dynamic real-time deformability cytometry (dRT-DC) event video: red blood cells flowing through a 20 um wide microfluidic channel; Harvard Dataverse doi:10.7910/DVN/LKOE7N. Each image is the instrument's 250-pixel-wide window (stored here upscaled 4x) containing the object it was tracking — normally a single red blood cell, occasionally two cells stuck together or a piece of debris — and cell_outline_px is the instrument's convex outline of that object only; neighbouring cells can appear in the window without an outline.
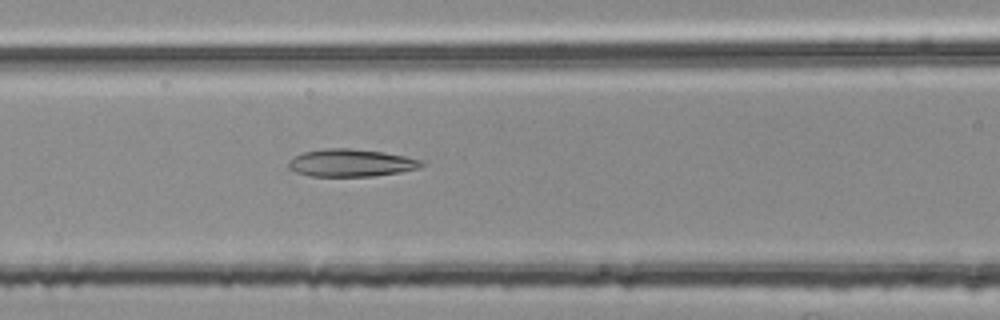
{"species": "common noctule bat (a hibernating species)", "species_latin": "Nyctalus noctula", "temperature_condition": "room temperature", "stored_images_in_passage": 35, "camera_frame_rate_fps": 3000, "um_per_image_px": 0.085, "animal": {"sex": "female", "body_mass_g": 25.1}, "frame": {"image": 1, "passage_image": 10, "time_ms": 3.0, "image_size_px": [1000, 320], "cell_outline_px": [[424, 164], [420, 168], [400, 172], [372, 176], [312, 176], [296, 172], [288, 168], [288, 160], [304, 152], [324, 148], [348, 148], [384, 152], [404, 156], [420, 160]], "centroid_in_image_um": [29.82, 13.84], "position_along_channel_um": 136.8, "area_um2": 21.21}}
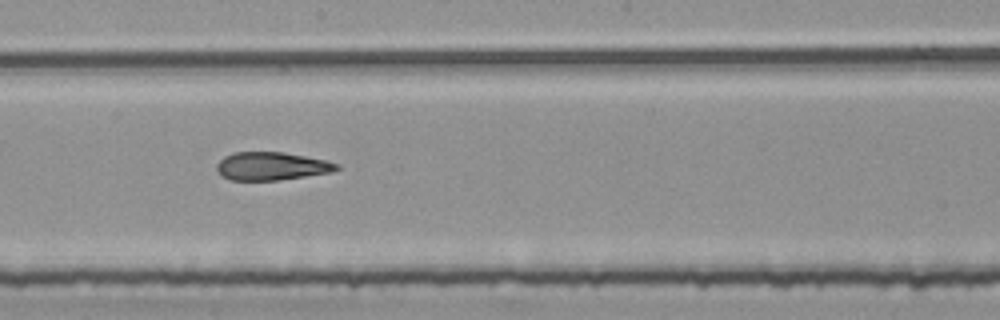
{"frame": {"image": 2, "passage_image": 17, "time_ms": 5.333, "image_size_px": [1000, 320], "cell_outline_px": [[340, 168], [332, 172], [276, 180], [228, 180], [220, 176], [216, 168], [216, 164], [224, 156], [232, 152], [284, 152], [324, 160], [340, 164]], "centroid_in_image_um": [23.03, 14.12], "position_along_channel_um": 225.2, "area_um2": 19.65}}
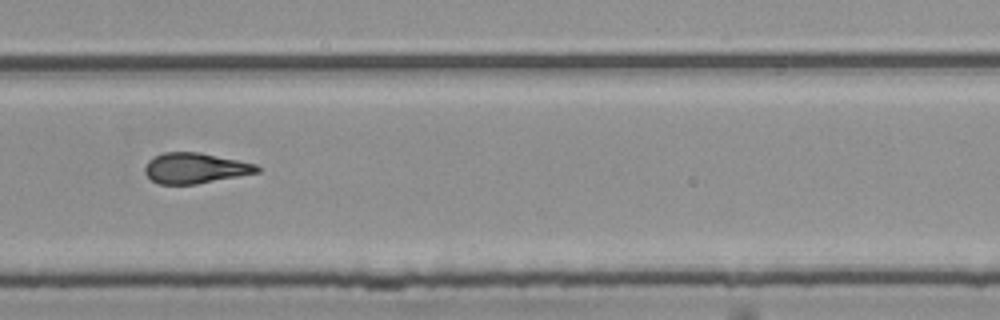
{"frame": {"image": 3, "passage_image": 24, "time_ms": 7.667, "image_size_px": [1000, 320], "cell_outline_px": [[260, 172], [196, 184], [160, 184], [152, 180], [144, 172], [144, 168], [148, 160], [164, 152], [200, 152], [256, 164], [260, 168]], "centroid_in_image_um": [16.58, 14.29], "position_along_channel_um": 313.2, "area_um2": 19.83}, "authors_computed_cell_mechanics": {"area_um2": 20.23, "velocity_mm_per_s": 3.7898, "shape_relaxation_time_tau1_ms": null, "shape_relaxation_time_tau2_ms": 3.2581, "deformation_change_tau1": null, "deformation_change_tau2": 0.1302}}